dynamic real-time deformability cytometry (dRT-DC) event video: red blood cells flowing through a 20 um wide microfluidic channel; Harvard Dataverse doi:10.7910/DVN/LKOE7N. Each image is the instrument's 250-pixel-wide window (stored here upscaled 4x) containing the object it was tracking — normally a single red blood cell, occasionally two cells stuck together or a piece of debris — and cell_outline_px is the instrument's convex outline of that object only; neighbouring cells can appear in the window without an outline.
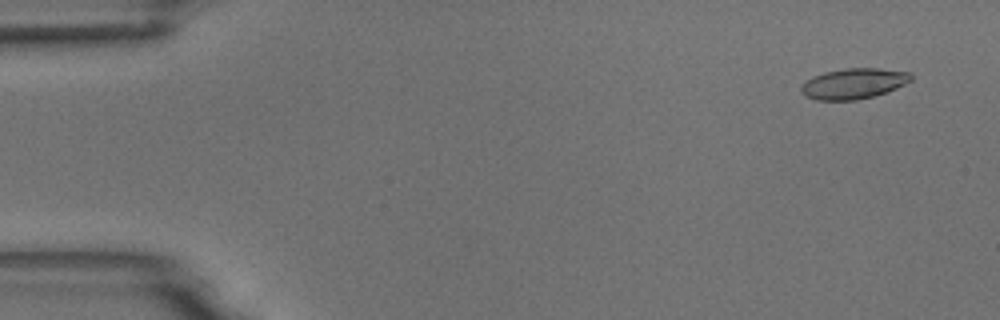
{"species": "common noctule bat (a hibernating species)", "species_latin": "Nyctalus noctula", "temperature_condition": "room temperature", "stored_images_in_passage": 7, "camera_frame_rate_fps": 3000, "um_per_image_px": 0.085, "animal": {"sex": "male", "body_mass_g": 18.8}, "frame": {"image": 1, "passage_image": 1, "time_ms": 0.0, "image_size_px": [1000, 320], "cell_outline_px": [[912, 80], [888, 92], [856, 100], [816, 100], [804, 96], [800, 88], [812, 76], [824, 72], [844, 68], [876, 68], [908, 72], [912, 76]], "centroid_in_image_um": [72.55, 7.11], "position_along_channel_um": 12.5, "area_um2": 19.48}}